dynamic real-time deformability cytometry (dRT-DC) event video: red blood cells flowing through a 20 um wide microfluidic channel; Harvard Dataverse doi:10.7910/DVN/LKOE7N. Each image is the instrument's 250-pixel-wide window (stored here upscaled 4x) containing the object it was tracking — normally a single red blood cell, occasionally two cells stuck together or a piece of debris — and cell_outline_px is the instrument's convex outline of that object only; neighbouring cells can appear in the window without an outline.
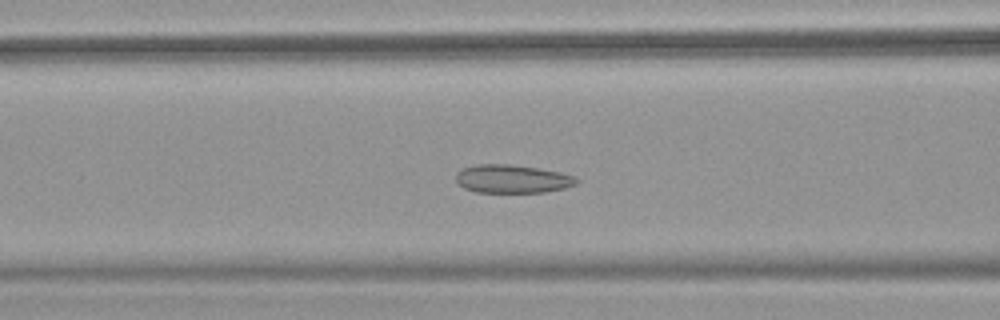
{"species": "common noctule bat (a hibernating species)", "species_latin": "Nyctalus noctula", "temperature_condition": "warm", "stored_images_in_passage": 50, "camera_frame_rate_fps": 3000, "um_per_image_px": 0.085, "animal": {"sex": "female", "body_mass_g": 18.4}, "frame": {"image": 1, "passage_image": 20, "time_ms": 6.333, "image_size_px": [1000, 320], "cell_outline_px": [[580, 180], [576, 184], [564, 188], [544, 192], [476, 192], [464, 188], [456, 180], [456, 172], [464, 168], [476, 164], [512, 164], [560, 172], [576, 176]], "centroid_in_image_um": [43.56, 15.2], "position_along_channel_um": 123.0, "area_um2": 19.88}}
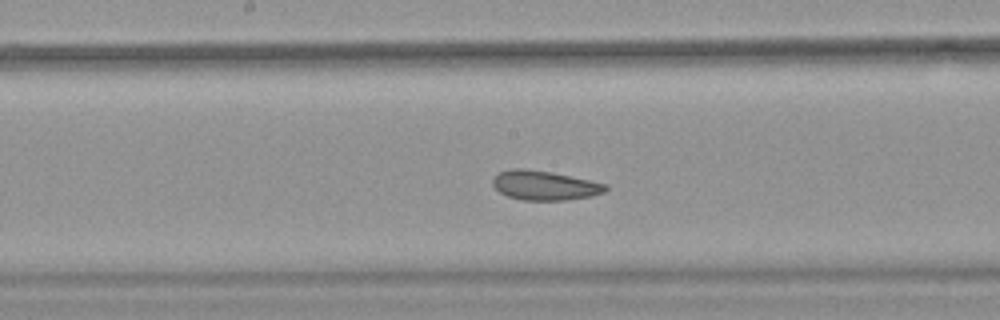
{"frame": {"image": 2, "passage_image": 26, "time_ms": 8.333, "image_size_px": [1000, 320], "cell_outline_px": [[608, 188], [604, 192], [592, 196], [564, 200], [520, 200], [508, 196], [500, 192], [492, 184], [492, 176], [500, 172], [512, 168], [524, 168], [552, 172], [608, 184]], "centroid_in_image_um": [46.28, 15.75], "position_along_channel_um": 201.9, "area_um2": 19.42}}
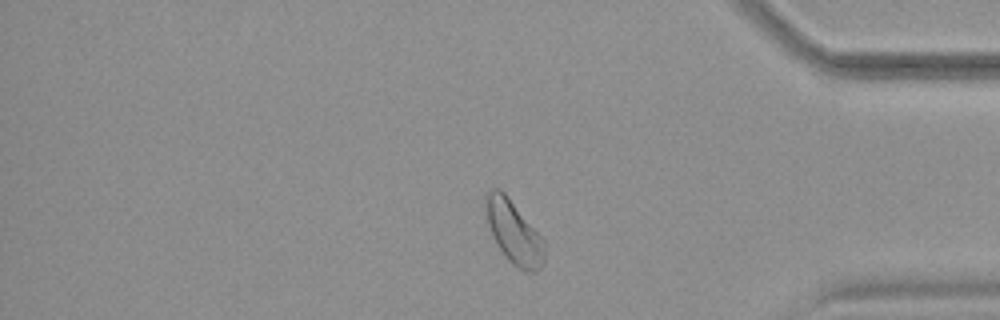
{"frame": {"image": 3, "passage_image": 42, "time_ms": 13.667, "image_size_px": [1000, 320], "cell_outline_px": [[544, 264], [536, 272], [528, 272], [516, 268], [508, 260], [492, 236], [488, 224], [484, 204], [484, 200], [488, 192], [492, 188], [500, 188], [504, 192], [544, 240]], "centroid_in_image_um": [43.67, 19.75], "position_along_channel_um": 391.5, "area_um2": 21.44}, "authors_computed_cell_mechanics": {"area_um2": 21.6172, "velocity_mm_per_s": 3.9536, "shape_relaxation_time_tau1_ms": 9.4912, "shape_relaxation_time_tau2_ms": 2.8104, "deformation_change_tau1": 0.1067, "deformation_change_tau2": 0.0711}}